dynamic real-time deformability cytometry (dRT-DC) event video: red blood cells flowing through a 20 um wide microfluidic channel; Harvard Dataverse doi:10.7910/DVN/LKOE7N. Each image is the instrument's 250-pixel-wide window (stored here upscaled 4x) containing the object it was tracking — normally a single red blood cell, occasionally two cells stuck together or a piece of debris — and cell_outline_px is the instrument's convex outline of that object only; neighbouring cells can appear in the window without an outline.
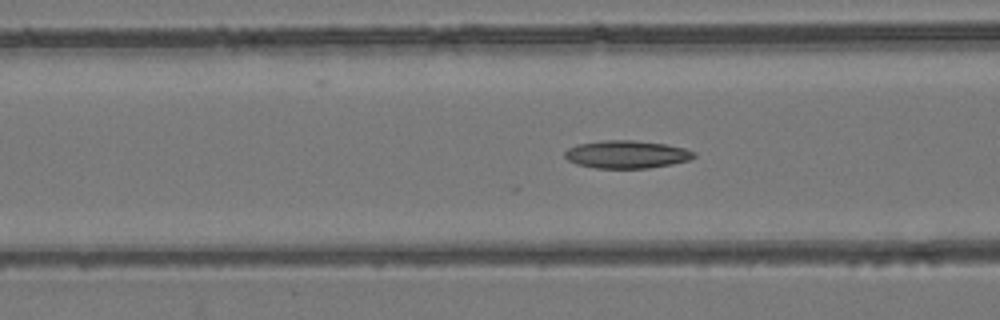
{"species": "common noctule bat (a hibernating species)", "species_latin": "Nyctalus noctula", "temperature_condition": "room temperature", "stored_images_in_passage": 39, "camera_frame_rate_fps": 3000, "um_per_image_px": 0.085, "animal": {"sex": "female", "body_mass_g": 24.6, "forearm_length_mm": 56.2}, "frame": {"image": 1, "passage_image": 6, "time_ms": 1.667, "image_size_px": [1000, 320], "cell_outline_px": [[696, 156], [688, 160], [672, 164], [648, 168], [596, 168], [576, 164], [568, 160], [564, 156], [564, 152], [568, 148], [576, 144], [604, 140], [632, 140], [668, 144], [684, 148], [696, 152]], "centroid_in_image_um": [53.26, 13.12], "position_along_channel_um": 113.3, "area_um2": 21.04}}
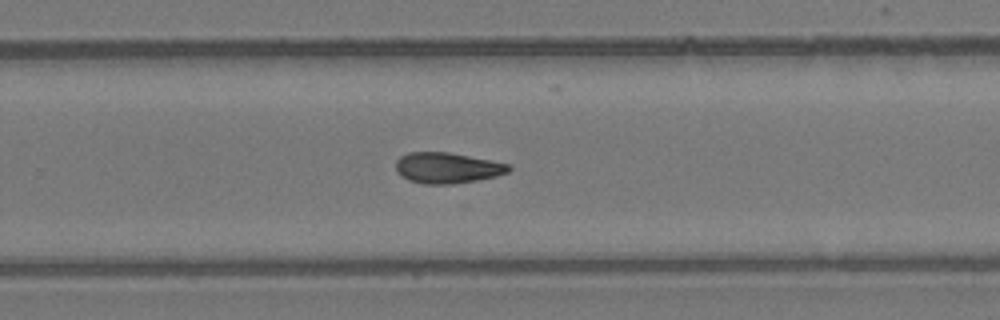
{"frame": {"image": 2, "passage_image": 20, "time_ms": 6.333, "image_size_px": [1000, 320], "cell_outline_px": [[512, 168], [508, 172], [496, 176], [476, 180], [452, 184], [424, 184], [408, 180], [400, 176], [396, 172], [396, 160], [400, 156], [408, 152], [448, 152], [512, 164]], "centroid_in_image_um": [38.0, 14.27], "position_along_channel_um": 291.8, "area_um2": 20.4}}
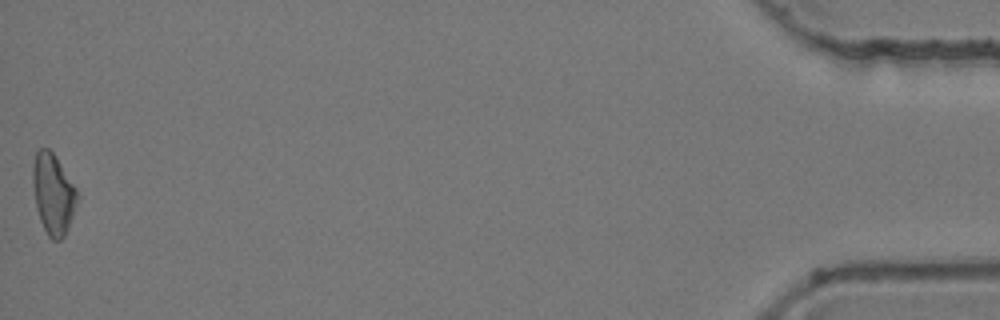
{"frame": {"image": 3, "passage_image": 39, "time_ms": 12.667, "image_size_px": [1000, 320], "cell_outline_px": [[80, 196], [68, 228], [64, 236], [60, 240], [52, 240], [48, 236], [40, 220], [36, 208], [32, 184], [32, 168], [36, 152], [40, 148], [48, 148], [56, 156], [76, 188]], "centroid_in_image_um": [4.52, 16.48], "position_along_channel_um": 430.7, "area_um2": 21.04}}